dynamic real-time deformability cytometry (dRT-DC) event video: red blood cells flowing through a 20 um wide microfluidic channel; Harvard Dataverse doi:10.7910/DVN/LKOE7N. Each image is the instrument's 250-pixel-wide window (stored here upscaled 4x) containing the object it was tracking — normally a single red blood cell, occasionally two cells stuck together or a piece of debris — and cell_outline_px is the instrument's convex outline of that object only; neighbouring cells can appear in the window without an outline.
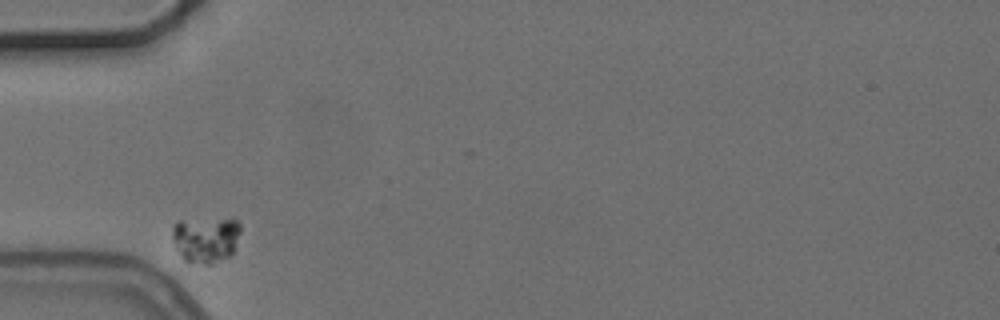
{"species": "common noctule bat (a hibernating species)", "species_latin": "Nyctalus noctula", "temperature_condition": "cold", "stored_images_in_passage": 3, "camera_frame_rate_fps": 3000, "um_per_image_px": 0.085, "animal": {"sex": "female", "body_mass_g": 24.6, "forearm_length_mm": 56.2}, "frame": {"image": 1, "passage_image": 1, "time_ms": 0.0, "image_size_px": [1000, 320], "cell_outline_px": [[240, 232], [232, 252], [228, 256], [212, 264], [204, 264], [184, 260], [176, 248], [172, 240], [172, 224], [176, 220], [236, 220], [240, 224]], "centroid_in_image_um": [17.44, 20.35], "position_along_channel_um": 67.6, "area_um2": 18.03}}
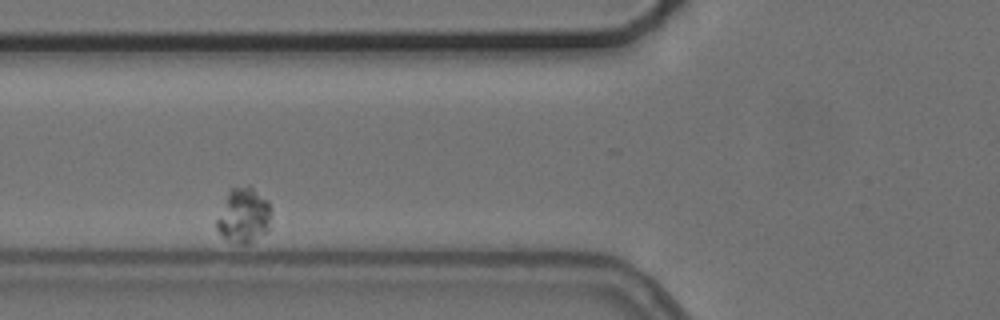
{"frame": {"image": 2, "passage_image": 2, "time_ms": 1.333, "image_size_px": [1000, 320], "cell_outline_px": [[272, 212], [268, 232], [252, 244], [240, 244], [228, 240], [220, 236], [216, 228], [216, 220], [228, 188], [248, 184], [268, 200]], "centroid_in_image_um": [20.72, 18.32], "position_along_channel_um": 105.1, "area_um2": 18.26}}